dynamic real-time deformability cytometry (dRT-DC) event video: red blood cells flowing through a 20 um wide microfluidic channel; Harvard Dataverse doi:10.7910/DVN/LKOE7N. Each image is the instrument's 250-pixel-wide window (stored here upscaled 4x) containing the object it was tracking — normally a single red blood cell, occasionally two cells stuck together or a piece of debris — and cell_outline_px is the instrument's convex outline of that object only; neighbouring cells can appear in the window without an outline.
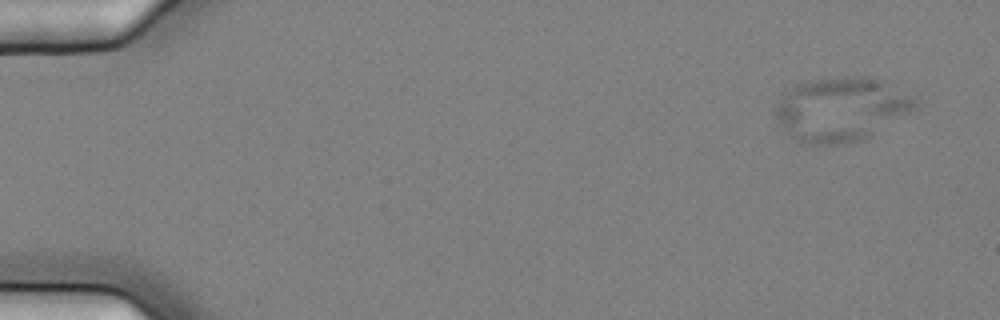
{"species": "common noctule bat (a hibernating species)", "species_latin": "Nyctalus noctula", "temperature_condition": "cold", "stored_images_in_passage": 8, "camera_frame_rate_fps": 3000, "um_per_image_px": 0.085, "animal": {"sex": "female", "body_mass_g": 25.1}, "frame": {"image": 1, "passage_image": 2, "time_ms": 0.333, "image_size_px": [1000, 320], "cell_outline_px": [[916, 108], [868, 136], [860, 140], [832, 144], [808, 144], [796, 140], [776, 120], [776, 104], [796, 84], [812, 80], [848, 76], [856, 76], [880, 80], [916, 96]], "centroid_in_image_um": [71.5, 9.27], "position_along_channel_um": 13.5, "area_um2": 50.92}}
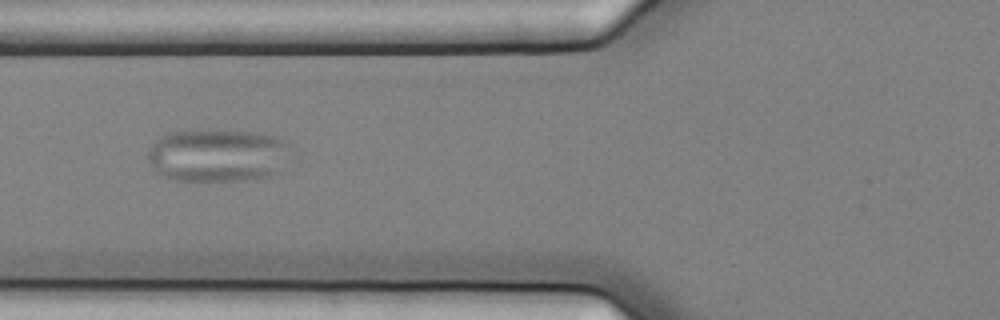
{"frame": {"image": 2, "passage_image": 6, "time_ms": 1.667, "image_size_px": [1000, 320], "cell_outline_px": [[288, 144], [280, 172], [272, 176], [248, 180], [172, 180], [160, 176], [156, 172], [148, 160], [148, 148], [164, 132], [192, 128], [208, 128], [264, 132], [288, 140]], "centroid_in_image_um": [18.44, 13.15], "position_along_channel_um": 107.4, "area_um2": 45.49}}